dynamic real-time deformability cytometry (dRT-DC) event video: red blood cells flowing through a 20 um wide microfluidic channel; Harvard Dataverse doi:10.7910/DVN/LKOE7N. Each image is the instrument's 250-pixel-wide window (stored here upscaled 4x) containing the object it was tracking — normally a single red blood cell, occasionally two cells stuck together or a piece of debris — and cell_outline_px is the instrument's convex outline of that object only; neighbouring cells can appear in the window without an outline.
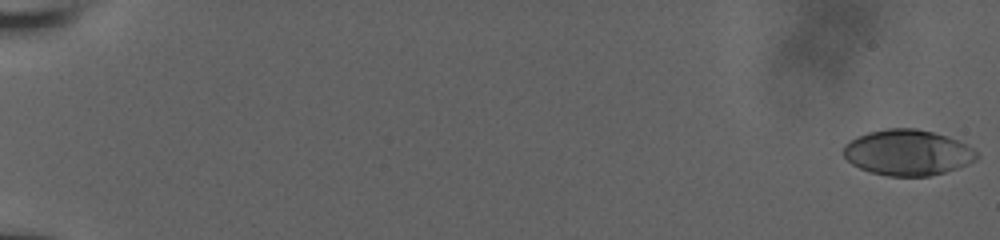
{"species": "human", "species_latin": "Homo sapiens", "temperature_condition": "room temperature", "stored_images_in_passage": 51, "camera_frame_rate_fps": 3000, "um_per_image_px": 0.085, "donor": {"sex": "male"}, "frame": {"image": 1, "passage_image": 1, "time_ms": 0.0, "image_size_px": [1000, 240], "cell_outline_px": [[980, 156], [976, 160], [968, 164], [944, 172], [928, 176], [888, 176], [872, 172], [860, 168], [852, 164], [844, 156], [844, 144], [856, 136], [868, 132], [884, 128], [916, 128], [948, 136], [972, 148]], "centroid_in_image_um": [77.13, 12.96], "position_along_channel_um": 7.9, "area_um2": 35.43}}
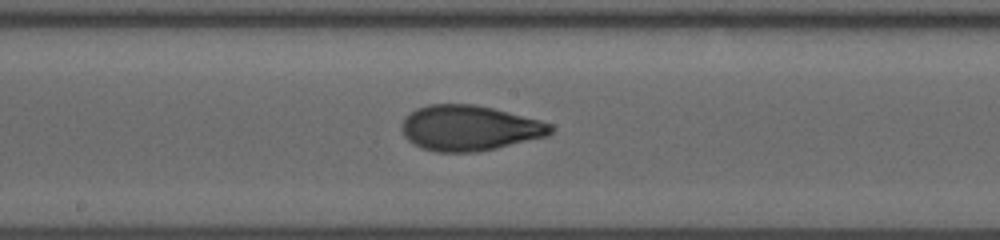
{"frame": {"image": 2, "passage_image": 26, "time_ms": 11.0, "image_size_px": [1000, 240], "cell_outline_px": [[556, 128], [548, 136], [496, 148], [476, 152], [436, 152], [420, 148], [408, 140], [404, 136], [400, 128], [404, 116], [416, 108], [428, 104], [472, 104], [492, 108], [540, 120], [552, 124]], "centroid_in_image_um": [39.88, 10.88], "position_along_channel_um": 208.3, "area_um2": 39.65}}
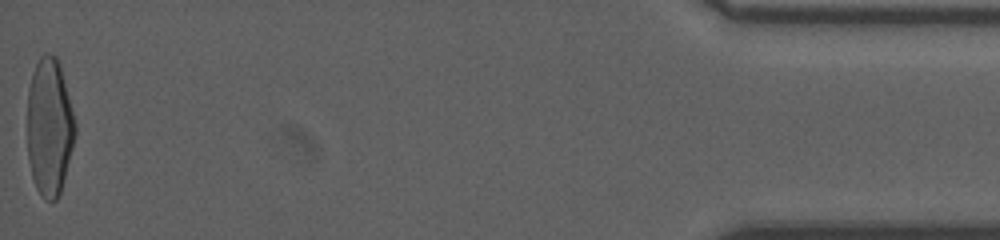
{"frame": {"image": 3, "passage_image": 51, "time_ms": 19.0, "image_size_px": [1000, 240], "cell_outline_px": [[76, 132], [72, 148], [60, 192], [56, 200], [44, 200], [36, 188], [32, 176], [28, 160], [28, 88], [32, 72], [40, 56], [44, 52], [48, 52], [56, 56], [60, 64], [76, 124]], "centroid_in_image_um": [4.19, 10.76], "position_along_channel_um": 431.0, "area_um2": 38.32}, "authors_computed_cell_mechanics": {"area_um2": 38.3214, "velocity_mm_per_s": 3.8501, "shape_relaxation_time_tau1_ms": 4.8894, "shape_relaxation_time_tau2_ms": 1.0252, "deformation_change_tau1": 0.1872, "deformation_change_tau2": 0.0699}}